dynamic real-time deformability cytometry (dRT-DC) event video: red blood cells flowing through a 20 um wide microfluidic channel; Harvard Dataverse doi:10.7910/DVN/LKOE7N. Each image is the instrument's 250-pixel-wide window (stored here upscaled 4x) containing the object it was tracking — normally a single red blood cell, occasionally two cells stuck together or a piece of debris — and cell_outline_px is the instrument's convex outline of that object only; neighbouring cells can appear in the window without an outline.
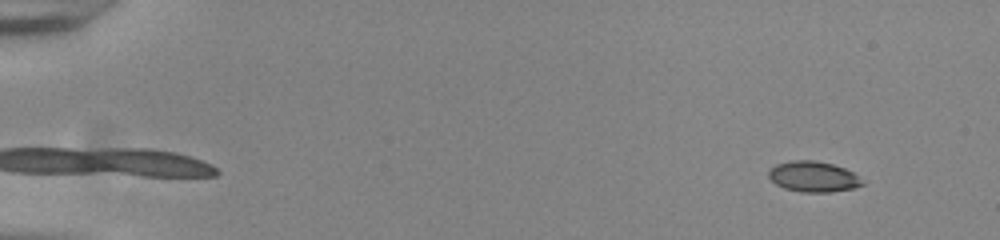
{"species": "common noctule bat (a hibernating species)", "species_latin": "Nyctalus noctula", "temperature_condition": "room temperature", "stored_images_in_passage": 52, "camera_frame_rate_fps": 3000, "um_per_image_px": 0.085, "animal": {"sex": "male", "body_mass_g": 20.0, "forearm_length_mm": 53.3}, "frame": {"image": 1, "passage_image": 2, "time_ms": 0.333, "image_size_px": [1000, 240], "cell_outline_px": [[864, 184], [852, 188], [828, 192], [800, 192], [784, 188], [776, 184], [768, 176], [768, 172], [776, 164], [792, 160], [812, 160], [832, 164], [844, 168], [852, 172]], "centroid_in_image_um": [69.08, 15.01], "position_along_channel_um": 15.9, "area_um2": 16.42}}
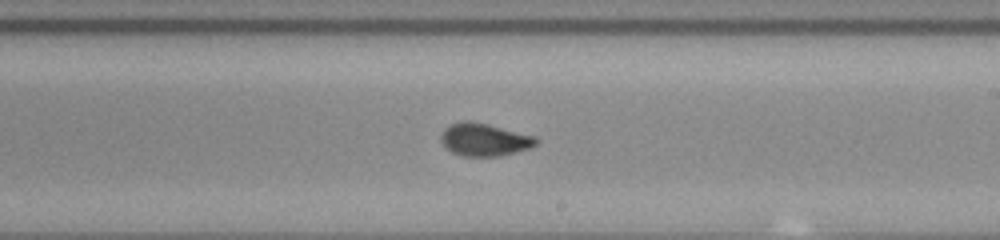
{"frame": {"image": 2, "passage_image": 31, "time_ms": 10.0, "image_size_px": [1000, 240], "cell_outline_px": [[540, 140], [536, 144], [528, 148], [516, 152], [500, 156], [460, 156], [444, 148], [440, 140], [440, 136], [444, 128], [452, 124], [464, 120], [468, 120], [488, 124], [536, 136]], "centroid_in_image_um": [41.15, 11.87], "position_along_channel_um": 247.9, "area_um2": 18.32}}
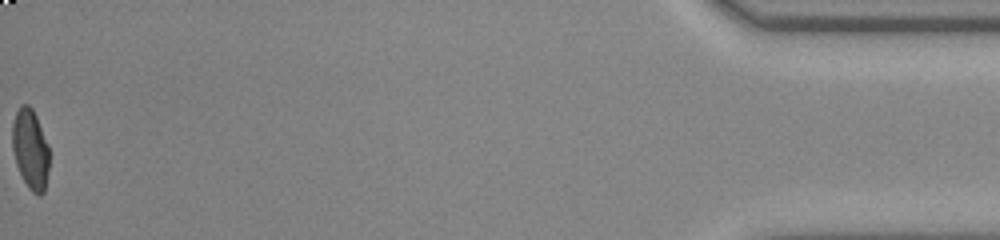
{"frame": {"image": 3, "passage_image": 52, "time_ms": 17.0, "image_size_px": [1000, 240], "cell_outline_px": [[48, 172], [44, 192], [40, 196], [36, 196], [28, 188], [16, 164], [12, 148], [12, 124], [16, 112], [20, 104], [28, 104], [32, 108], [36, 116], [48, 148]], "centroid_in_image_um": [2.56, 12.69], "position_along_channel_um": 432.6, "area_um2": 17.11}, "authors_computed_cell_mechanics": {"area_um2": 17.629, "velocity_mm_per_s": 3.8897, "shape_relaxation_time_tau1_ms": 10.1425, "shape_relaxation_time_tau2_ms": null, "deformation_change_tau1": 0.2346, "deformation_change_tau2": null}}